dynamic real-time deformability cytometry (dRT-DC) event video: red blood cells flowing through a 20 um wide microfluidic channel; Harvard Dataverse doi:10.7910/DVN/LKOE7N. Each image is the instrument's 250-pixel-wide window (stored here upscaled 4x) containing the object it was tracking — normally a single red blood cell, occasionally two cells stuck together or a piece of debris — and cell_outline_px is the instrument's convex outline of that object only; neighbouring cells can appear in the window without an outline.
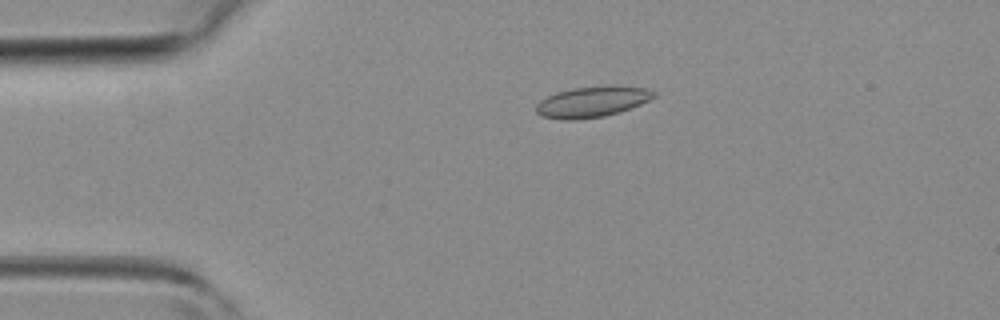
{"species": "common noctule bat (a hibernating species)", "species_latin": "Nyctalus noctula", "temperature_condition": "room temperature", "stored_images_in_passage": 38, "camera_frame_rate_fps": 3000, "um_per_image_px": 0.085, "animal": {"sex": "female", "body_mass_g": 19.3, "forearm_length_mm": 54.1}, "frame": {"image": 1, "passage_image": 4, "time_ms": 1.0, "image_size_px": [1000, 320], "cell_outline_px": [[656, 96], [640, 104], [604, 116], [576, 120], [560, 120], [544, 116], [536, 112], [536, 104], [540, 100], [556, 92], [572, 88], [612, 84], [644, 88], [656, 92]], "centroid_in_image_um": [50.31, 8.63], "position_along_channel_um": 34.7, "area_um2": 21.15}}
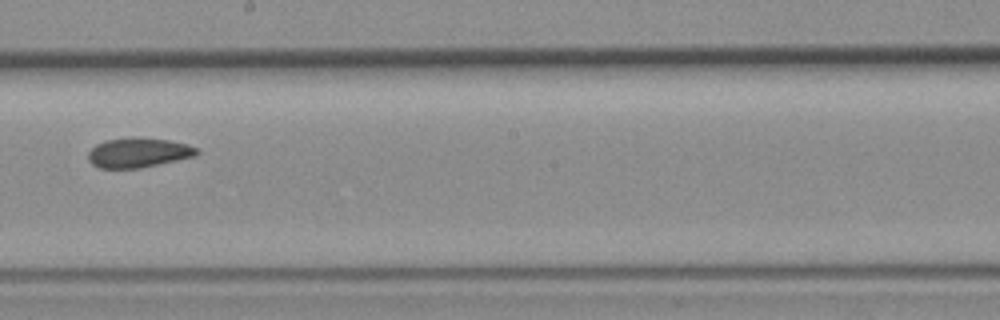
{"frame": {"image": 2, "passage_image": 19, "time_ms": 6.0, "image_size_px": [1000, 320], "cell_outline_px": [[200, 152], [196, 156], [140, 168], [100, 168], [92, 164], [88, 160], [88, 152], [96, 144], [104, 140], [132, 136], [136, 136], [168, 140], [188, 144], [200, 148]], "centroid_in_image_um": [11.78, 12.96], "position_along_channel_um": 236.4, "area_um2": 19.13}}
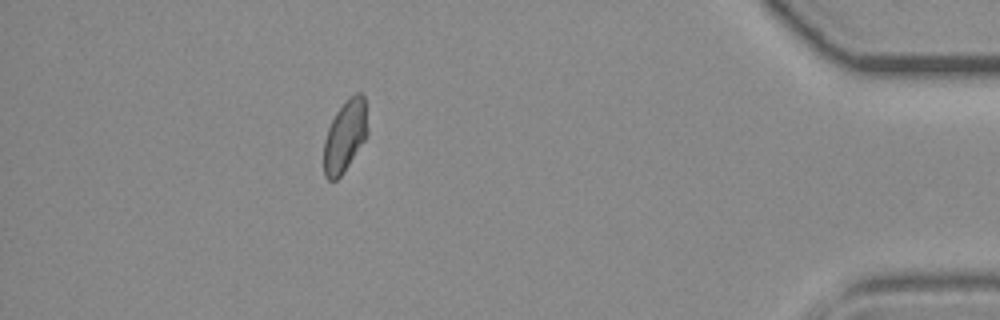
{"frame": {"image": 3, "passage_image": 33, "time_ms": 10.667, "image_size_px": [1000, 320], "cell_outline_px": [[368, 132], [364, 140], [340, 176], [336, 180], [328, 180], [324, 176], [324, 140], [328, 128], [336, 112], [348, 96], [356, 92], [364, 92]], "centroid_in_image_um": [29.32, 11.5], "position_along_channel_um": 405.9, "area_um2": 18.21}}